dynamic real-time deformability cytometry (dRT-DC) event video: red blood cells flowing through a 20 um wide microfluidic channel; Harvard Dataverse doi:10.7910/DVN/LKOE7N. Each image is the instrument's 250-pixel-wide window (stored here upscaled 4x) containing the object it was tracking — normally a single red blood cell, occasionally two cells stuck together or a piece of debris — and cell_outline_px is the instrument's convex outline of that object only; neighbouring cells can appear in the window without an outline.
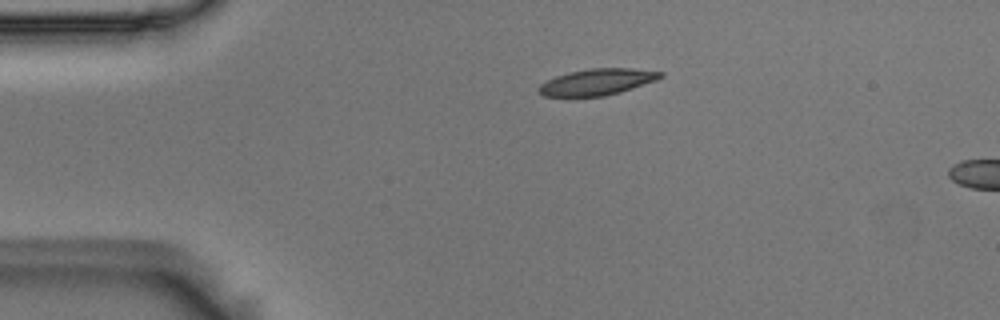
{"species": "Egyptian fruit bat (a non-hibernating species)", "species_latin": "Rousettus aegyptiacus", "temperature_condition": "room temperature", "stored_images_in_passage": 45, "camera_frame_rate_fps": 3000, "um_per_image_px": 0.085, "animal": {"sex": "male"}, "frame": {"image": 1, "passage_image": 1, "time_ms": 0.0, "image_size_px": [1000, 320], "cell_outline_px": [[664, 76], [656, 80], [620, 92], [604, 96], [544, 96], [536, 88], [540, 84], [556, 76], [568, 72], [588, 68], [632, 68], [664, 72]], "centroid_in_image_um": [50.76, 6.95], "position_along_channel_um": 34.2, "area_um2": 18.61}}
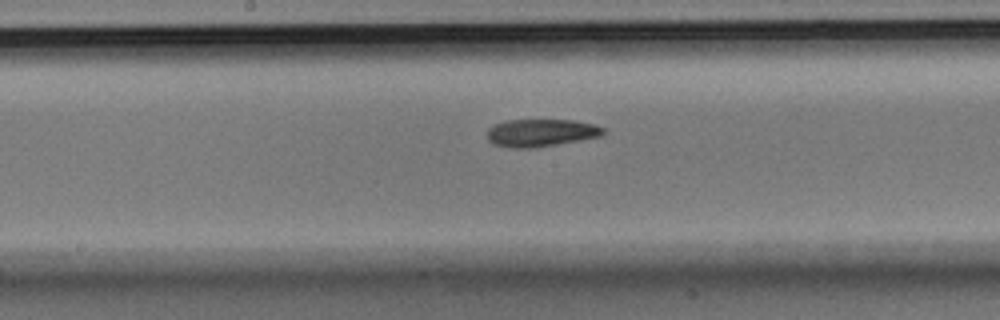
{"frame": {"image": 2, "passage_image": 18, "time_ms": 5.667, "image_size_px": [1000, 320], "cell_outline_px": [[604, 132], [600, 136], [532, 148], [512, 148], [496, 144], [488, 140], [488, 128], [496, 124], [508, 120], [572, 120], [592, 124], [604, 128]], "centroid_in_image_um": [45.95, 11.28], "position_along_channel_um": 202.2, "area_um2": 18.21}}
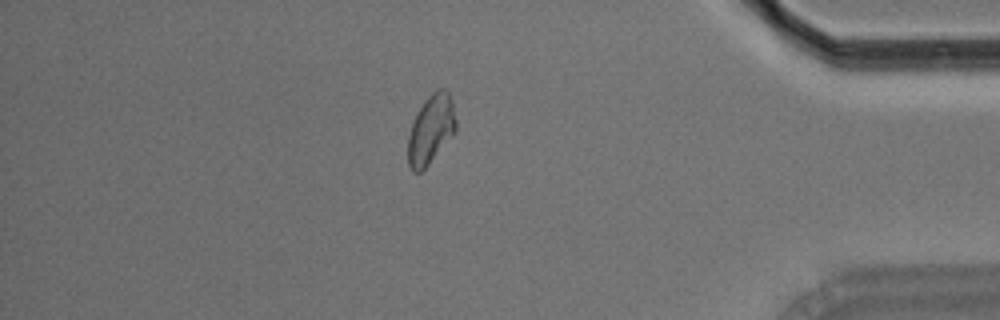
{"frame": {"image": 3, "passage_image": 37, "time_ms": 12.0, "image_size_px": [1000, 320], "cell_outline_px": [[456, 132], [428, 164], [420, 172], [412, 172], [408, 164], [408, 136], [416, 112], [424, 100], [436, 88], [444, 88], [448, 92], [452, 100], [456, 120]], "centroid_in_image_um": [36.63, 10.97], "position_along_channel_um": 398.6, "area_um2": 19.36}}